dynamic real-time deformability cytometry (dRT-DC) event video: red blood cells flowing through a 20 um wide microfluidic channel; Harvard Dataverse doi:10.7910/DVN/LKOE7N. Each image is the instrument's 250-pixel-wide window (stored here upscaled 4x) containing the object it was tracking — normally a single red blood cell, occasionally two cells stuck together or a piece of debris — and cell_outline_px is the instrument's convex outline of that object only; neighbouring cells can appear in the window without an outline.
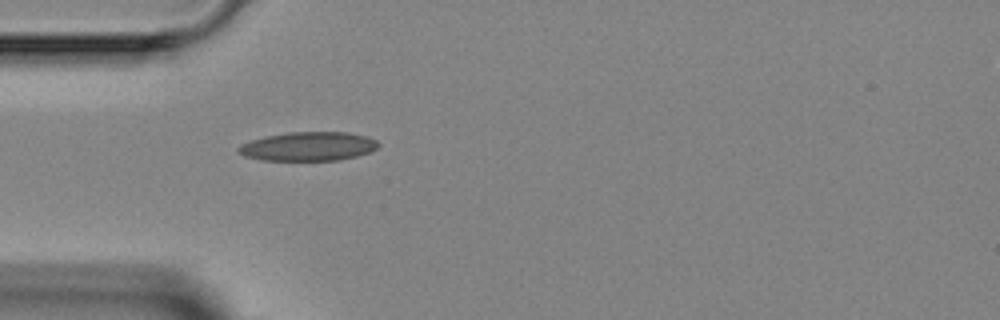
{"species": "Egyptian fruit bat (a non-hibernating species)", "species_latin": "Rousettus aegyptiacus", "temperature_condition": "room temperature", "stored_images_in_passage": 1, "camera_frame_rate_fps": 3000, "um_per_image_px": 0.085, "animal": {"sex": "female"}, "frame": {"image": 1, "passage_image": 1, "time_ms": 0.0, "image_size_px": [1000, 320], "cell_outline_px": [[380, 144], [376, 148], [368, 152], [356, 156], [340, 160], [260, 160], [244, 156], [236, 152], [236, 148], [240, 144], [264, 136], [288, 132], [348, 132], [368, 136], [376, 140]], "centroid_in_image_um": [26.17, 12.44], "position_along_channel_um": 58.8, "area_um2": 23.76}}